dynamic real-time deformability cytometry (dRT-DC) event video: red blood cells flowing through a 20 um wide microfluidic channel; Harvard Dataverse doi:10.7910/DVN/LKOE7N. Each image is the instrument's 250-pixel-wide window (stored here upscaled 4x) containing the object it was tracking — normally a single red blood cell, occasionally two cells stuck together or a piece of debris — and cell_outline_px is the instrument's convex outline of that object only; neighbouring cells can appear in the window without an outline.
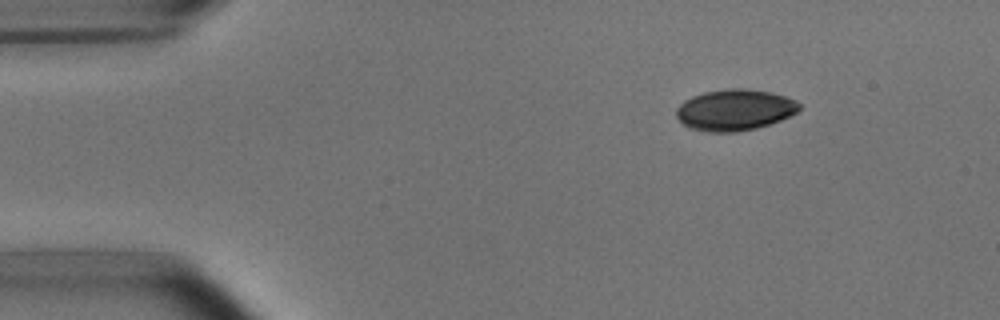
{"species": "common noctule bat (a hibernating species)", "species_latin": "Nyctalus noctula", "temperature_condition": "room temperature", "stored_images_in_passage": 46, "camera_frame_rate_fps": 3000, "um_per_image_px": 0.085, "animal": {"sex": "male", "body_mass_g": 15.6}, "frame": {"image": 1, "passage_image": 1, "time_ms": 0.0, "image_size_px": [1000, 320], "cell_outline_px": [[804, 104], [796, 112], [780, 120], [756, 128], [736, 132], [708, 132], [688, 128], [676, 116], [676, 108], [684, 100], [692, 96], [704, 92], [728, 88], [748, 88], [772, 92], [796, 100]], "centroid_in_image_um": [62.45, 9.33], "position_along_channel_um": 22.5, "area_um2": 29.71}}
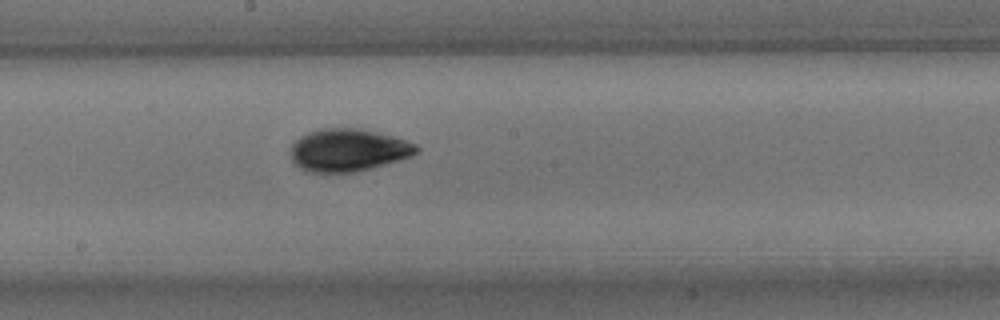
{"frame": {"image": 2, "passage_image": 22, "time_ms": 7.0, "image_size_px": [1000, 320], "cell_outline_px": [[420, 148], [412, 156], [372, 168], [352, 172], [308, 172], [300, 168], [292, 160], [292, 144], [300, 136], [308, 132], [320, 128], [356, 128], [376, 132], [392, 136], [416, 144]], "centroid_in_image_um": [29.59, 12.76], "position_along_channel_um": 218.6, "area_um2": 30.98}}
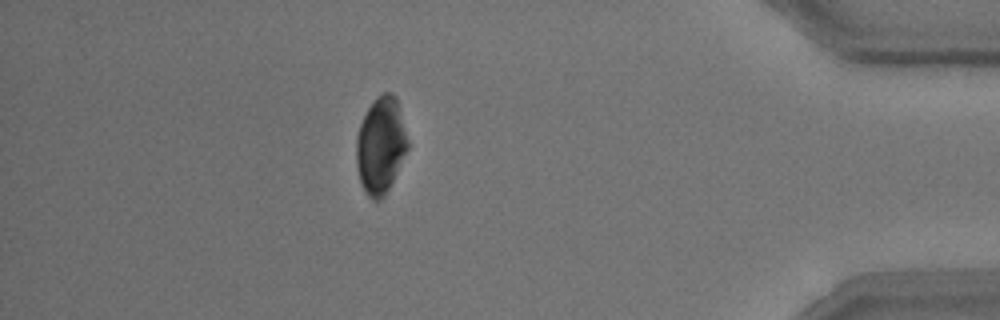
{"frame": {"image": 3, "passage_image": 40, "time_ms": 13.0, "image_size_px": [1000, 320], "cell_outline_px": [[408, 148], [384, 196], [380, 200], [372, 200], [368, 196], [360, 184], [356, 164], [356, 136], [360, 124], [368, 108], [376, 96], [384, 92], [392, 92], [396, 96], [408, 140]], "centroid_in_image_um": [32.33, 12.34], "position_along_channel_um": 402.9, "area_um2": 28.78}, "authors_computed_cell_mechanics": {"area_um2": 29.8248, "velocity_mm_per_s": 3.803, "shape_relaxation_time_tau1_ms": 1.9776, "shape_relaxation_time_tau2_ms": 5.3629, "deformation_change_tau1": 0.0891, "deformation_change_tau2": 0.1094}}